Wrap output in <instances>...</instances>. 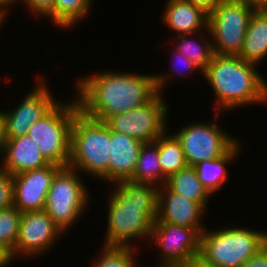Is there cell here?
<instances>
[{
	"mask_svg": "<svg viewBox=\"0 0 267 267\" xmlns=\"http://www.w3.org/2000/svg\"><path fill=\"white\" fill-rule=\"evenodd\" d=\"M171 76L104 70L76 79L75 96L85 116L105 122L111 116L148 103L157 93L164 94Z\"/></svg>",
	"mask_w": 267,
	"mask_h": 267,
	"instance_id": "6da1fadb",
	"label": "cell"
},
{
	"mask_svg": "<svg viewBox=\"0 0 267 267\" xmlns=\"http://www.w3.org/2000/svg\"><path fill=\"white\" fill-rule=\"evenodd\" d=\"M113 185L106 200L107 229L102 246L136 247L137 239H150L158 214L159 187L131 181Z\"/></svg>",
	"mask_w": 267,
	"mask_h": 267,
	"instance_id": "7a4b0ae2",
	"label": "cell"
},
{
	"mask_svg": "<svg viewBox=\"0 0 267 267\" xmlns=\"http://www.w3.org/2000/svg\"><path fill=\"white\" fill-rule=\"evenodd\" d=\"M256 66L239 56L214 55L202 74L214 90V112L221 114L255 104L263 106L265 78Z\"/></svg>",
	"mask_w": 267,
	"mask_h": 267,
	"instance_id": "3957f363",
	"label": "cell"
},
{
	"mask_svg": "<svg viewBox=\"0 0 267 267\" xmlns=\"http://www.w3.org/2000/svg\"><path fill=\"white\" fill-rule=\"evenodd\" d=\"M110 129L79 111L72 123L68 166L108 184Z\"/></svg>",
	"mask_w": 267,
	"mask_h": 267,
	"instance_id": "277c9868",
	"label": "cell"
},
{
	"mask_svg": "<svg viewBox=\"0 0 267 267\" xmlns=\"http://www.w3.org/2000/svg\"><path fill=\"white\" fill-rule=\"evenodd\" d=\"M235 226L215 231L206 227L200 236L199 256L218 267H241L267 244V231Z\"/></svg>",
	"mask_w": 267,
	"mask_h": 267,
	"instance_id": "5b68a950",
	"label": "cell"
},
{
	"mask_svg": "<svg viewBox=\"0 0 267 267\" xmlns=\"http://www.w3.org/2000/svg\"><path fill=\"white\" fill-rule=\"evenodd\" d=\"M59 101L43 118L31 126L27 135L32 138L49 163L68 167L70 160L71 128L80 111L76 99Z\"/></svg>",
	"mask_w": 267,
	"mask_h": 267,
	"instance_id": "8992f818",
	"label": "cell"
},
{
	"mask_svg": "<svg viewBox=\"0 0 267 267\" xmlns=\"http://www.w3.org/2000/svg\"><path fill=\"white\" fill-rule=\"evenodd\" d=\"M79 172L62 167L54 176L44 210L65 234L89 209L91 195ZM90 198V199H89Z\"/></svg>",
	"mask_w": 267,
	"mask_h": 267,
	"instance_id": "52a82bcc",
	"label": "cell"
},
{
	"mask_svg": "<svg viewBox=\"0 0 267 267\" xmlns=\"http://www.w3.org/2000/svg\"><path fill=\"white\" fill-rule=\"evenodd\" d=\"M256 8L254 0H222L209 13L208 30L215 54H240L249 19Z\"/></svg>",
	"mask_w": 267,
	"mask_h": 267,
	"instance_id": "ba28073f",
	"label": "cell"
},
{
	"mask_svg": "<svg viewBox=\"0 0 267 267\" xmlns=\"http://www.w3.org/2000/svg\"><path fill=\"white\" fill-rule=\"evenodd\" d=\"M218 116V112H215L213 121H193L173 133L181 142L188 166L217 159L239 141L218 125Z\"/></svg>",
	"mask_w": 267,
	"mask_h": 267,
	"instance_id": "9c48e42d",
	"label": "cell"
},
{
	"mask_svg": "<svg viewBox=\"0 0 267 267\" xmlns=\"http://www.w3.org/2000/svg\"><path fill=\"white\" fill-rule=\"evenodd\" d=\"M163 96L157 93L148 103L111 116L104 123L111 131L134 137L144 143H153L169 126L166 120L170 109Z\"/></svg>",
	"mask_w": 267,
	"mask_h": 267,
	"instance_id": "30bf717a",
	"label": "cell"
},
{
	"mask_svg": "<svg viewBox=\"0 0 267 267\" xmlns=\"http://www.w3.org/2000/svg\"><path fill=\"white\" fill-rule=\"evenodd\" d=\"M200 236L191 227L154 223L149 243L160 251L156 267H186L200 254Z\"/></svg>",
	"mask_w": 267,
	"mask_h": 267,
	"instance_id": "8fae6325",
	"label": "cell"
},
{
	"mask_svg": "<svg viewBox=\"0 0 267 267\" xmlns=\"http://www.w3.org/2000/svg\"><path fill=\"white\" fill-rule=\"evenodd\" d=\"M65 235L45 210L23 212L16 245L11 251L15 260L42 257Z\"/></svg>",
	"mask_w": 267,
	"mask_h": 267,
	"instance_id": "7c38bea8",
	"label": "cell"
},
{
	"mask_svg": "<svg viewBox=\"0 0 267 267\" xmlns=\"http://www.w3.org/2000/svg\"><path fill=\"white\" fill-rule=\"evenodd\" d=\"M34 88L10 110H2L5 122L6 139L27 135L31 126L43 118L58 102L43 75H39Z\"/></svg>",
	"mask_w": 267,
	"mask_h": 267,
	"instance_id": "4fadbf2b",
	"label": "cell"
},
{
	"mask_svg": "<svg viewBox=\"0 0 267 267\" xmlns=\"http://www.w3.org/2000/svg\"><path fill=\"white\" fill-rule=\"evenodd\" d=\"M61 168L50 163L39 169L13 175V206L21 213L44 210L52 180Z\"/></svg>",
	"mask_w": 267,
	"mask_h": 267,
	"instance_id": "5bb4252c",
	"label": "cell"
},
{
	"mask_svg": "<svg viewBox=\"0 0 267 267\" xmlns=\"http://www.w3.org/2000/svg\"><path fill=\"white\" fill-rule=\"evenodd\" d=\"M207 211L197 202L172 192L166 185L159 187L158 214L154 223H169L194 228L200 235L206 224L202 216Z\"/></svg>",
	"mask_w": 267,
	"mask_h": 267,
	"instance_id": "9a60e30c",
	"label": "cell"
},
{
	"mask_svg": "<svg viewBox=\"0 0 267 267\" xmlns=\"http://www.w3.org/2000/svg\"><path fill=\"white\" fill-rule=\"evenodd\" d=\"M143 144L139 139L110 130L108 183L113 185L131 179Z\"/></svg>",
	"mask_w": 267,
	"mask_h": 267,
	"instance_id": "2e32d148",
	"label": "cell"
},
{
	"mask_svg": "<svg viewBox=\"0 0 267 267\" xmlns=\"http://www.w3.org/2000/svg\"><path fill=\"white\" fill-rule=\"evenodd\" d=\"M0 156V169L12 175L50 164L41 154L36 142L28 135L7 139Z\"/></svg>",
	"mask_w": 267,
	"mask_h": 267,
	"instance_id": "e0dca14e",
	"label": "cell"
},
{
	"mask_svg": "<svg viewBox=\"0 0 267 267\" xmlns=\"http://www.w3.org/2000/svg\"><path fill=\"white\" fill-rule=\"evenodd\" d=\"M162 21L176 35L193 34L208 29V17L204 9L186 0H167Z\"/></svg>",
	"mask_w": 267,
	"mask_h": 267,
	"instance_id": "ac0fdd59",
	"label": "cell"
},
{
	"mask_svg": "<svg viewBox=\"0 0 267 267\" xmlns=\"http://www.w3.org/2000/svg\"><path fill=\"white\" fill-rule=\"evenodd\" d=\"M238 56L257 65L267 57V9L256 8L252 13Z\"/></svg>",
	"mask_w": 267,
	"mask_h": 267,
	"instance_id": "d6986e66",
	"label": "cell"
},
{
	"mask_svg": "<svg viewBox=\"0 0 267 267\" xmlns=\"http://www.w3.org/2000/svg\"><path fill=\"white\" fill-rule=\"evenodd\" d=\"M241 141H238L225 155L214 159L202 161L194 165L198 179L207 191L213 196L215 192H219L224 183L229 179L230 164H233L241 152Z\"/></svg>",
	"mask_w": 267,
	"mask_h": 267,
	"instance_id": "ffe728a7",
	"label": "cell"
},
{
	"mask_svg": "<svg viewBox=\"0 0 267 267\" xmlns=\"http://www.w3.org/2000/svg\"><path fill=\"white\" fill-rule=\"evenodd\" d=\"M175 37L177 42L171 41L174 44L173 47L190 59L200 69L199 73L203 74L215 55L209 30L193 34H181Z\"/></svg>",
	"mask_w": 267,
	"mask_h": 267,
	"instance_id": "44dd1931",
	"label": "cell"
},
{
	"mask_svg": "<svg viewBox=\"0 0 267 267\" xmlns=\"http://www.w3.org/2000/svg\"><path fill=\"white\" fill-rule=\"evenodd\" d=\"M165 185L172 191L199 203L207 210L208 201L213 197L201 184L193 166H187L166 179Z\"/></svg>",
	"mask_w": 267,
	"mask_h": 267,
	"instance_id": "7402d4cb",
	"label": "cell"
},
{
	"mask_svg": "<svg viewBox=\"0 0 267 267\" xmlns=\"http://www.w3.org/2000/svg\"><path fill=\"white\" fill-rule=\"evenodd\" d=\"M158 157V139L153 143H144L139 152L136 169L129 181L157 187L165 185L166 178L162 174Z\"/></svg>",
	"mask_w": 267,
	"mask_h": 267,
	"instance_id": "603a6c76",
	"label": "cell"
},
{
	"mask_svg": "<svg viewBox=\"0 0 267 267\" xmlns=\"http://www.w3.org/2000/svg\"><path fill=\"white\" fill-rule=\"evenodd\" d=\"M158 153L162 174L166 179L188 166L181 142L169 130L158 138Z\"/></svg>",
	"mask_w": 267,
	"mask_h": 267,
	"instance_id": "cb8c5ba5",
	"label": "cell"
},
{
	"mask_svg": "<svg viewBox=\"0 0 267 267\" xmlns=\"http://www.w3.org/2000/svg\"><path fill=\"white\" fill-rule=\"evenodd\" d=\"M93 2V0H54L53 23L61 29L70 30L72 26L88 17Z\"/></svg>",
	"mask_w": 267,
	"mask_h": 267,
	"instance_id": "d4e9b609",
	"label": "cell"
},
{
	"mask_svg": "<svg viewBox=\"0 0 267 267\" xmlns=\"http://www.w3.org/2000/svg\"><path fill=\"white\" fill-rule=\"evenodd\" d=\"M91 267H141L135 261L137 247L101 246ZM135 257V258H134Z\"/></svg>",
	"mask_w": 267,
	"mask_h": 267,
	"instance_id": "484cf974",
	"label": "cell"
},
{
	"mask_svg": "<svg viewBox=\"0 0 267 267\" xmlns=\"http://www.w3.org/2000/svg\"><path fill=\"white\" fill-rule=\"evenodd\" d=\"M21 216L15 206L0 210V242L11 251L16 245Z\"/></svg>",
	"mask_w": 267,
	"mask_h": 267,
	"instance_id": "4316f807",
	"label": "cell"
},
{
	"mask_svg": "<svg viewBox=\"0 0 267 267\" xmlns=\"http://www.w3.org/2000/svg\"><path fill=\"white\" fill-rule=\"evenodd\" d=\"M13 206V175L0 169V210Z\"/></svg>",
	"mask_w": 267,
	"mask_h": 267,
	"instance_id": "83f0119b",
	"label": "cell"
},
{
	"mask_svg": "<svg viewBox=\"0 0 267 267\" xmlns=\"http://www.w3.org/2000/svg\"><path fill=\"white\" fill-rule=\"evenodd\" d=\"M23 2V3H20ZM18 4L26 5L30 10L31 15L35 16H44L45 18H50L53 23V6L54 0H19Z\"/></svg>",
	"mask_w": 267,
	"mask_h": 267,
	"instance_id": "f1b7e54d",
	"label": "cell"
},
{
	"mask_svg": "<svg viewBox=\"0 0 267 267\" xmlns=\"http://www.w3.org/2000/svg\"><path fill=\"white\" fill-rule=\"evenodd\" d=\"M174 51V53H173V59H174V61L176 60V61H178V62H174V63H172V65L174 64L175 65V68H176V70L175 69H172L171 70V72H169V73H171L172 74V71H173V73L175 72V74H178V77L180 78V77H182L183 75H190L191 73H192V71L194 70L195 72L198 70V71H200V69L198 68V67H196V65H194L193 63H192V61L190 60V59H188L184 54H182L181 52H179L176 48H174L173 47V49H172V52ZM176 58V59H175ZM177 63V64H176ZM174 65H173V67H174ZM179 65V66H178ZM182 66V68H181V66ZM177 66V67H176ZM179 67V68H178ZM180 69V71H177V70H179ZM181 69H182V71H181ZM187 71V72H186ZM176 72H179V73H176ZM189 72V73H188ZM186 73V74H185Z\"/></svg>",
	"mask_w": 267,
	"mask_h": 267,
	"instance_id": "f546056e",
	"label": "cell"
},
{
	"mask_svg": "<svg viewBox=\"0 0 267 267\" xmlns=\"http://www.w3.org/2000/svg\"><path fill=\"white\" fill-rule=\"evenodd\" d=\"M241 267H267V244L250 257Z\"/></svg>",
	"mask_w": 267,
	"mask_h": 267,
	"instance_id": "4dcf8cb0",
	"label": "cell"
},
{
	"mask_svg": "<svg viewBox=\"0 0 267 267\" xmlns=\"http://www.w3.org/2000/svg\"><path fill=\"white\" fill-rule=\"evenodd\" d=\"M14 260L11 250L0 242V267H8L14 263Z\"/></svg>",
	"mask_w": 267,
	"mask_h": 267,
	"instance_id": "1f68e13d",
	"label": "cell"
},
{
	"mask_svg": "<svg viewBox=\"0 0 267 267\" xmlns=\"http://www.w3.org/2000/svg\"><path fill=\"white\" fill-rule=\"evenodd\" d=\"M210 13L222 0H186Z\"/></svg>",
	"mask_w": 267,
	"mask_h": 267,
	"instance_id": "d6a6232c",
	"label": "cell"
},
{
	"mask_svg": "<svg viewBox=\"0 0 267 267\" xmlns=\"http://www.w3.org/2000/svg\"><path fill=\"white\" fill-rule=\"evenodd\" d=\"M186 267H218V266L208 263L198 255L195 256L194 259H192Z\"/></svg>",
	"mask_w": 267,
	"mask_h": 267,
	"instance_id": "836d02e7",
	"label": "cell"
},
{
	"mask_svg": "<svg viewBox=\"0 0 267 267\" xmlns=\"http://www.w3.org/2000/svg\"><path fill=\"white\" fill-rule=\"evenodd\" d=\"M6 136H5V122H4V114L2 110L0 111V155L3 151L4 144L6 143Z\"/></svg>",
	"mask_w": 267,
	"mask_h": 267,
	"instance_id": "e575fe53",
	"label": "cell"
},
{
	"mask_svg": "<svg viewBox=\"0 0 267 267\" xmlns=\"http://www.w3.org/2000/svg\"><path fill=\"white\" fill-rule=\"evenodd\" d=\"M17 3H19V0H0V13L8 17L7 9H10L12 6L14 7Z\"/></svg>",
	"mask_w": 267,
	"mask_h": 267,
	"instance_id": "d590c367",
	"label": "cell"
},
{
	"mask_svg": "<svg viewBox=\"0 0 267 267\" xmlns=\"http://www.w3.org/2000/svg\"><path fill=\"white\" fill-rule=\"evenodd\" d=\"M257 5V8L267 9V0H254Z\"/></svg>",
	"mask_w": 267,
	"mask_h": 267,
	"instance_id": "8d00e7d4",
	"label": "cell"
},
{
	"mask_svg": "<svg viewBox=\"0 0 267 267\" xmlns=\"http://www.w3.org/2000/svg\"><path fill=\"white\" fill-rule=\"evenodd\" d=\"M263 104L267 107V79L265 78V84H264V100Z\"/></svg>",
	"mask_w": 267,
	"mask_h": 267,
	"instance_id": "74e56055",
	"label": "cell"
},
{
	"mask_svg": "<svg viewBox=\"0 0 267 267\" xmlns=\"http://www.w3.org/2000/svg\"><path fill=\"white\" fill-rule=\"evenodd\" d=\"M5 20H6V17L0 13V30H1V28L3 27L2 25H4L3 22H4Z\"/></svg>",
	"mask_w": 267,
	"mask_h": 267,
	"instance_id": "f35d334b",
	"label": "cell"
}]
</instances>
